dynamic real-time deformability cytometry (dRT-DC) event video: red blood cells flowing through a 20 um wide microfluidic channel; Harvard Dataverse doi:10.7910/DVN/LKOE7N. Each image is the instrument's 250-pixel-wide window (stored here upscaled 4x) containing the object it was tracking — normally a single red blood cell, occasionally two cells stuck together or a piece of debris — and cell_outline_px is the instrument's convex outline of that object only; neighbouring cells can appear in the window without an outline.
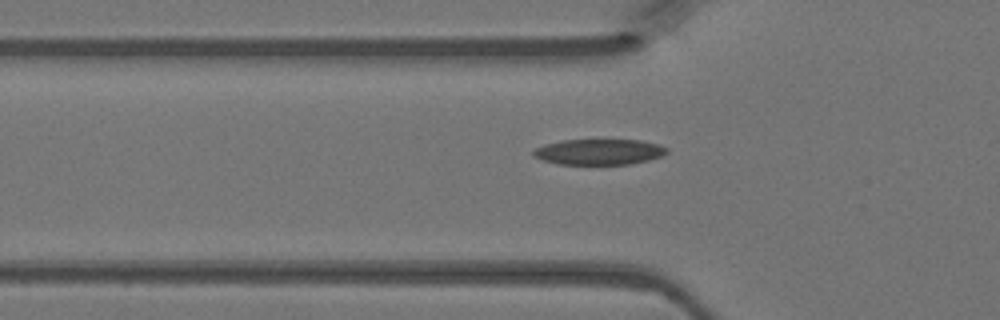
{"species": "Egyptian fruit bat (a non-hibernating species)", "species_latin": "Rousettus aegyptiacus", "temperature_condition": "warm", "stored_images_in_passage": 33, "segment_of_instrument_passage": [1, 2], "camera_frame_rate_fps": 3000, "um_per_image_px": 0.085, "animal": {"sex": "female"}, "frame": {"image": 1, "passage_image": 2, "time_ms": 0.333, "image_size_px": [1000, 320], "cell_outline_px": [[668, 152], [660, 156], [648, 160], [628, 164], [556, 164], [532, 156], [532, 152], [536, 148], [544, 144], [560, 140], [640, 140], [656, 144], [668, 148]], "centroid_in_image_um": [50.88, 12.9], "position_along_channel_um": 74.9, "area_um2": 19.88}}
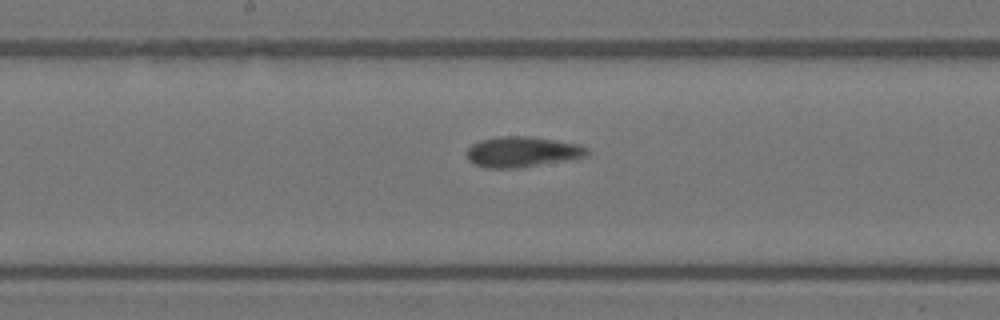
{"frame": {"image": 2, "passage_image": 11, "time_ms": 3.333, "image_size_px": [1000, 320], "cell_outline_px": [[588, 152], [584, 156], [564, 160], [520, 168], [484, 168], [468, 160], [468, 148], [472, 144], [480, 140], [500, 136], [532, 136], [556, 140], [576, 144], [588, 148]], "centroid_in_image_um": [44.34, 12.9], "position_along_channel_um": 203.9, "area_um2": 21.15}}
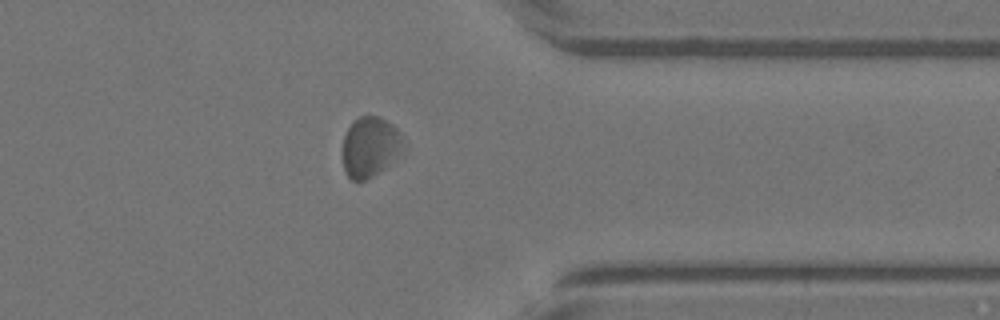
{"frame": {"image": 3, "passage_image": 24, "time_ms": 7.667, "image_size_px": [1000, 320], "cell_outline_px": [[400, 144], [396, 152], [372, 176], [364, 180], [352, 180], [348, 176], [344, 168], [340, 152], [344, 136], [348, 128], [360, 116], [380, 116], [392, 124], [400, 132]], "centroid_in_image_um": [31.32, 12.44], "position_along_channel_um": 380.1, "area_um2": 20.23}}